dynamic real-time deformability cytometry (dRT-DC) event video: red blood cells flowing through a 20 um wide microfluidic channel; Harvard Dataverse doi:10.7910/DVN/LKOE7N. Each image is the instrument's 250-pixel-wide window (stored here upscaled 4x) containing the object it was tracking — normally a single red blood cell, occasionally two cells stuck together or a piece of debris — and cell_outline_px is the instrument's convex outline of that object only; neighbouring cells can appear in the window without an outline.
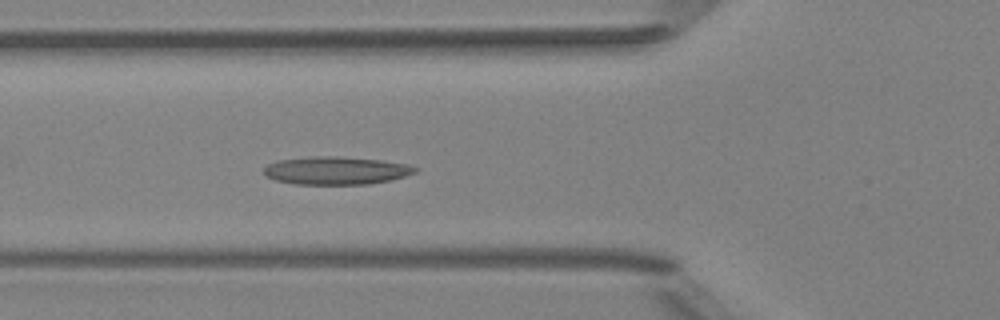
{"species": "Egyptian fruit bat (a non-hibernating species)", "species_latin": "Rousettus aegyptiacus", "temperature_condition": "room temperature", "stored_images_in_passage": 4, "camera_frame_rate_fps": 3000, "um_per_image_px": 0.085, "animal": {"sex": "female"}, "frame": {"image": 1, "passage_image": 4, "time_ms": 4.333, "image_size_px": [1000, 320], "cell_outline_px": [[420, 168], [416, 172], [404, 176], [388, 180], [368, 184], [296, 184], [276, 180], [264, 176], [264, 168], [268, 164], [280, 160], [312, 156], [336, 156], [380, 160], [408, 164]], "centroid_in_image_um": [28.56, 14.49], "position_along_channel_um": 97.2, "area_um2": 24.51}}